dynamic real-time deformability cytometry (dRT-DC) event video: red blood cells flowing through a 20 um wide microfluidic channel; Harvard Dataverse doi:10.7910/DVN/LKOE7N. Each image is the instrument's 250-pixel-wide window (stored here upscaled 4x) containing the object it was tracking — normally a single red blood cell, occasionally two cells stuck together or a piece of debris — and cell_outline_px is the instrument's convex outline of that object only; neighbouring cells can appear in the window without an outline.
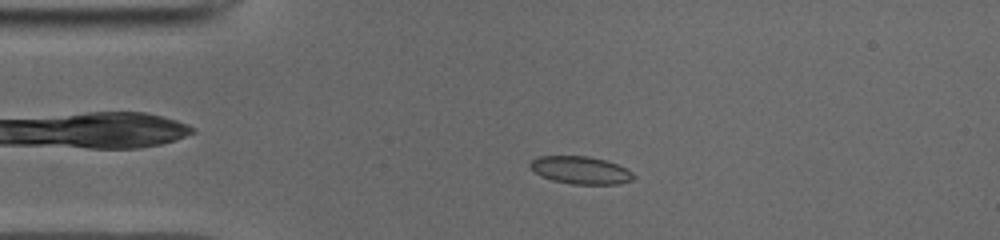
{"species": "common noctule bat (a hibernating species)", "species_latin": "Nyctalus noctula", "temperature_condition": "cold", "stored_images_in_passage": 50, "camera_frame_rate_fps": 3000, "um_per_image_px": 0.085, "animal": {"sex": "male", "body_mass_g": 19.0, "forearm_length_mm": 50.8}, "frame": {"image": 1, "passage_image": 10, "time_ms": 3.0, "image_size_px": [1000, 240], "cell_outline_px": [[636, 176], [632, 180], [620, 184], [572, 184], [552, 180], [540, 176], [528, 164], [532, 160], [540, 156], [588, 156], [604, 160], [616, 164], [632, 172]], "centroid_in_image_um": [49.35, 14.47], "position_along_channel_um": 35.6, "area_um2": 16.53}}
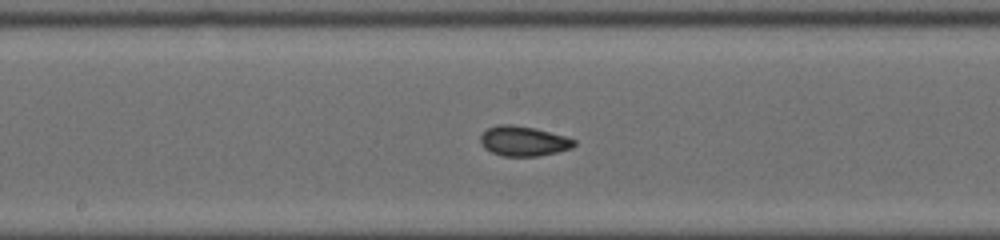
{"frame": {"image": 2, "passage_image": 25, "time_ms": 8.0, "image_size_px": [1000, 240], "cell_outline_px": [[576, 144], [572, 148], [540, 156], [500, 156], [484, 148], [480, 140], [480, 136], [488, 128], [496, 124], [512, 124], [532, 128], [564, 136], [576, 140]], "centroid_in_image_um": [44.47, 12.0], "position_along_channel_um": 203.7, "area_um2": 16.24}}
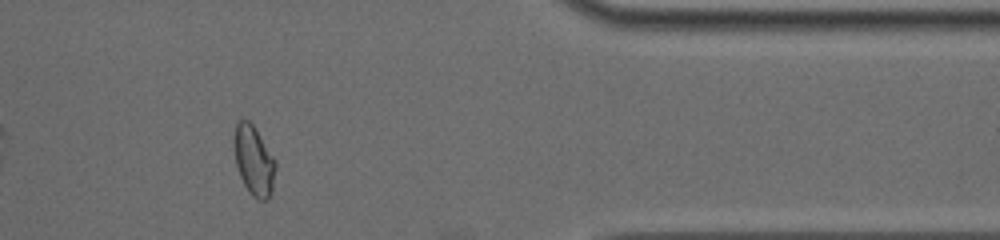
{"frame": {"image": 3, "passage_image": 41, "time_ms": 13.333, "image_size_px": [1000, 240], "cell_outline_px": [[276, 168], [272, 192], [268, 200], [260, 200], [252, 196], [248, 192], [240, 176], [236, 164], [236, 124], [240, 120], [248, 120], [252, 124], [276, 160]], "centroid_in_image_um": [21.63, 13.72], "position_along_channel_um": 389.8, "area_um2": 16.42}, "authors_computed_cell_mechanics": {"area_um2": 16.4152, "velocity_mm_per_s": 3.9573, "shape_relaxation_time_tau1_ms": 10.9399, "shape_relaxation_time_tau2_ms": 1.3874, "deformation_change_tau1": 0.1921, "deformation_change_tau2": 0.0548}}